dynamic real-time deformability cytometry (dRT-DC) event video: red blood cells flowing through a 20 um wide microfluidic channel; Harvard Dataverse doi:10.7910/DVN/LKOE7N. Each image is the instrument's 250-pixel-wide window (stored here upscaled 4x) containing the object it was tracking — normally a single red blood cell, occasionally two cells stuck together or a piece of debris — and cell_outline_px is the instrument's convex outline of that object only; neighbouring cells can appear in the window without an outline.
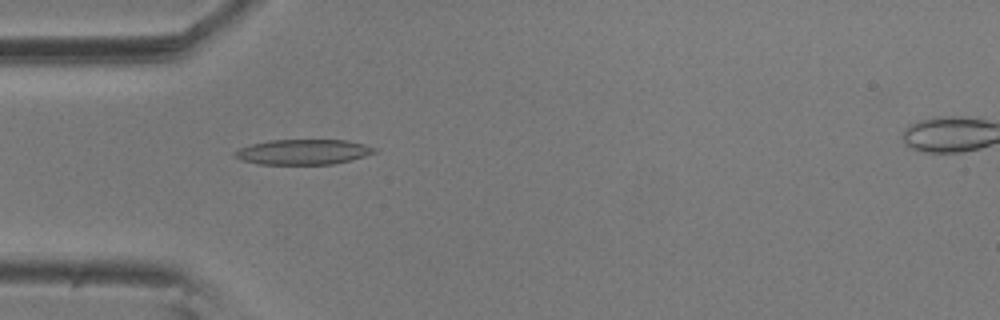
{"species": "common noctule bat (a hibernating species)", "species_latin": "Nyctalus noctula", "temperature_condition": "room temperature", "stored_images_in_passage": 4, "camera_frame_rate_fps": 3000, "um_per_image_px": 0.085, "animal": {"sex": "male", "body_mass_g": 20.5, "forearm_length_mm": 52.5}, "frame": {"image": 1, "passage_image": 3, "time_ms": 0.667, "image_size_px": [1000, 320], "cell_outline_px": [[376, 152], [352, 160], [332, 164], [260, 164], [240, 160], [232, 156], [232, 152], [240, 148], [252, 144], [268, 140], [348, 140], [364, 144], [376, 148]], "centroid_in_image_um": [25.74, 12.91], "position_along_channel_um": 59.3, "area_um2": 20.58}}